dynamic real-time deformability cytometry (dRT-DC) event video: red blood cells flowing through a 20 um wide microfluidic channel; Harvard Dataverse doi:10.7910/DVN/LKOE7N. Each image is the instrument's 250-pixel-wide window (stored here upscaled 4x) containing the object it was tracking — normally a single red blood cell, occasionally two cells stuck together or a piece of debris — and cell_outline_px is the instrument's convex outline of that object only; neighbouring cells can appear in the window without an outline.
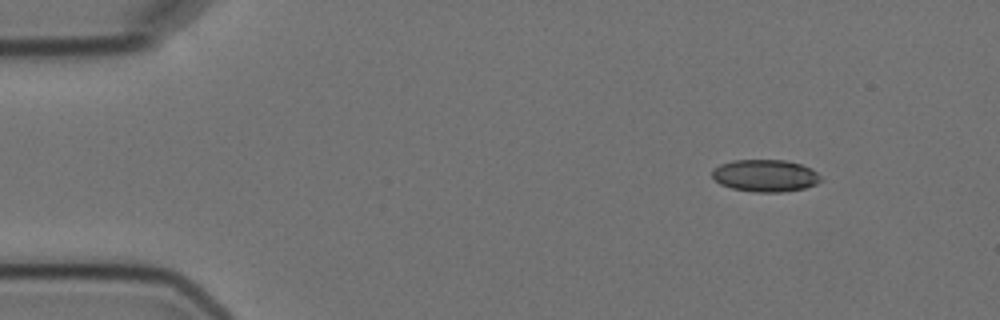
{"species": "Egyptian fruit bat (a non-hibernating species)", "species_latin": "Rousettus aegyptiacus", "temperature_condition": "cold", "stored_images_in_passage": 3, "camera_frame_rate_fps": 3000, "um_per_image_px": 0.085, "animal": {"sex": "female"}, "frame": {"image": 1, "passage_image": 1, "time_ms": 0.0, "image_size_px": [1000, 320], "cell_outline_px": [[820, 180], [816, 184], [804, 188], [780, 192], [752, 192], [732, 188], [720, 184], [712, 176], [712, 168], [720, 164], [732, 160], [784, 160], [800, 164], [812, 168], [820, 176]], "centroid_in_image_um": [65.02, 14.92], "position_along_channel_um": 20.0, "area_um2": 20.35}}